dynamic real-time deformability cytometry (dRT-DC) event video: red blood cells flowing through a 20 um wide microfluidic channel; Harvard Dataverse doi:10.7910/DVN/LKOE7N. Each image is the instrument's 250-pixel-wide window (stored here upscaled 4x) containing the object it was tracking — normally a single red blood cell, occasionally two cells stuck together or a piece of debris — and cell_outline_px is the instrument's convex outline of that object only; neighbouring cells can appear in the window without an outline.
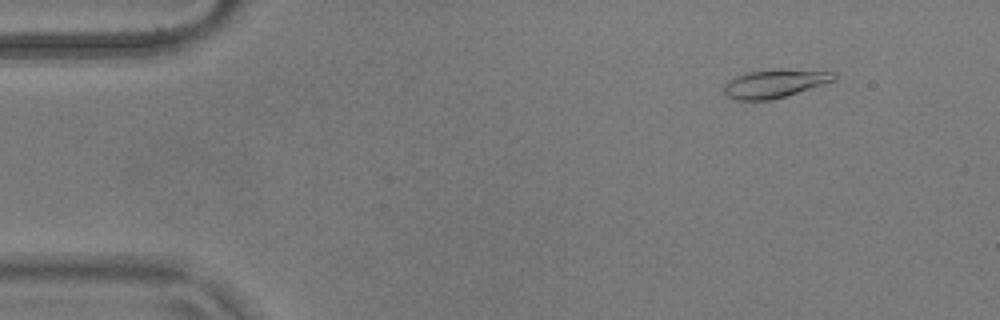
{"species": "common noctule bat (a hibernating species)", "species_latin": "Nyctalus noctula", "temperature_condition": "warm", "stored_images_in_passage": 49, "camera_frame_rate_fps": 3000, "um_per_image_px": 0.085, "animal": {"sex": "male", "body_mass_g": 17.9}, "frame": {"image": 1, "passage_image": 1, "time_ms": 0.0, "image_size_px": [1000, 320], "cell_outline_px": [[836, 76], [832, 80], [784, 96], [768, 100], [736, 100], [728, 96], [724, 92], [724, 84], [728, 80], [736, 76], [748, 72], [780, 68], [784, 68], [836, 72]], "centroid_in_image_um": [65.79, 7.07], "position_along_channel_um": 19.2, "area_um2": 17.86}}
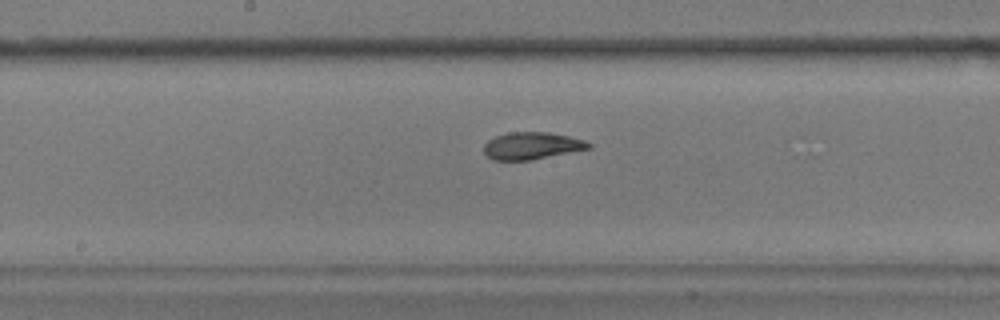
{"frame": {"image": 2, "passage_image": 23, "time_ms": 7.333, "image_size_px": [1000, 320], "cell_outline_px": [[592, 148], [532, 160], [492, 160], [484, 156], [484, 144], [488, 140], [496, 136], [508, 132], [548, 132], [568, 136], [584, 140], [592, 144]], "centroid_in_image_um": [45.18, 12.4], "position_along_channel_um": 203.0, "area_um2": 16.76}}
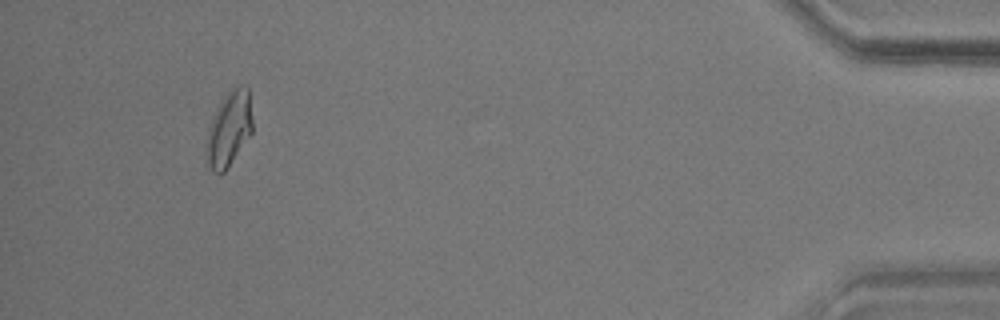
{"frame": {"image": 3, "passage_image": 46, "time_ms": 15.0, "image_size_px": [1000, 320], "cell_outline_px": [[252, 132], [224, 172], [216, 172], [208, 164], [208, 128], [224, 96], [228, 92], [240, 84], [248, 88], [252, 120]], "centroid_in_image_um": [19.51, 10.91], "position_along_channel_um": 415.7, "area_um2": 19.13}, "authors_computed_cell_mechanics": {"area_um2": 17.5134, "velocity_mm_per_s": 3.6738, "shape_relaxation_time_tau1_ms": 5.3509, "shape_relaxation_time_tau2_ms": 2.22, "deformation_change_tau1": 0.1864, "deformation_change_tau2": 0.072}}